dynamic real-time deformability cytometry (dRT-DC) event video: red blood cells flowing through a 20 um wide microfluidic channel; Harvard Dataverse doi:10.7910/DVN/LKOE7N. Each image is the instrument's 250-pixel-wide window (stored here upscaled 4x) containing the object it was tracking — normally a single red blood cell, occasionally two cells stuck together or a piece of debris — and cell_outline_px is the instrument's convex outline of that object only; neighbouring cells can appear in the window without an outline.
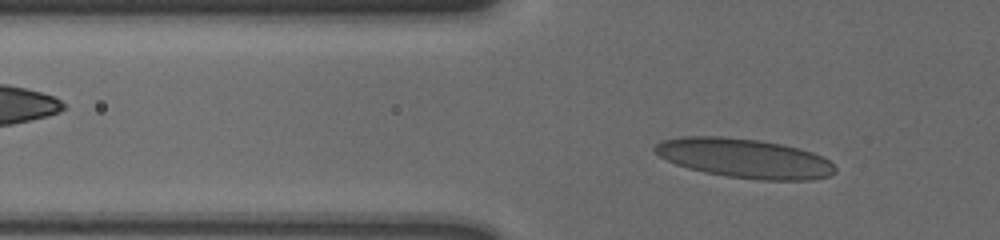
{"species": "human", "species_latin": "Homo sapiens", "temperature_condition": "cold", "stored_images_in_passage": 45, "camera_frame_rate_fps": 3000, "um_per_image_px": 0.085, "donor": {"sex": "male"}, "frame": {"image": 1, "passage_image": 9, "time_ms": 2.667, "image_size_px": [1000, 240], "cell_outline_px": [[836, 172], [828, 176], [812, 180], [760, 180], [728, 176], [704, 172], [688, 168], [676, 164], [652, 152], [652, 148], [656, 144], [664, 140], [680, 136], [720, 136], [760, 140], [780, 144], [812, 152], [824, 156], [836, 168]], "centroid_in_image_um": [63.27, 13.45], "position_along_channel_um": 62.5, "area_um2": 41.33}}
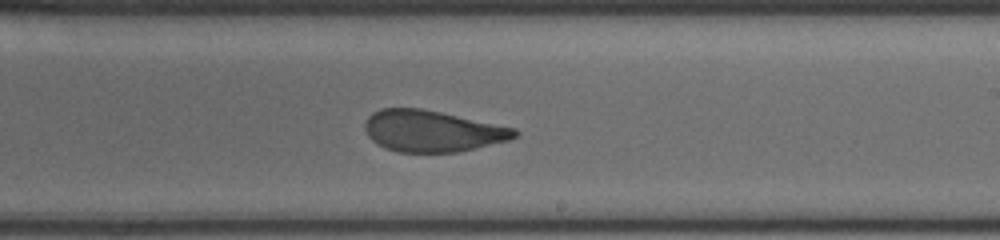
{"frame": {"image": 2, "passage_image": 26, "time_ms": 8.333, "image_size_px": [1000, 240], "cell_outline_px": [[520, 132], [516, 136], [508, 140], [456, 152], [396, 152], [372, 140], [368, 136], [364, 128], [364, 124], [368, 116], [372, 112], [380, 108], [420, 108], [440, 112], [516, 128]], "centroid_in_image_um": [36.72, 11.13], "position_along_channel_um": 252.3, "area_um2": 35.84}}
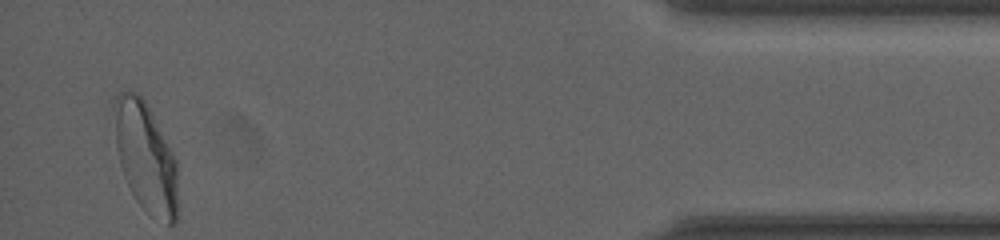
{"frame": {"image": 3, "passage_image": 45, "time_ms": 14.667, "image_size_px": [1000, 240], "cell_outline_px": [[176, 220], [172, 224], [168, 224], [144, 208], [136, 200], [124, 176], [120, 164], [116, 144], [112, 108], [112, 104], [116, 96], [120, 92], [132, 92], [140, 96], [144, 100], [172, 152], [176, 160]], "centroid_in_image_um": [12.33, 13.31], "position_along_channel_um": 422.9, "area_um2": 39.59}, "authors_computed_cell_mechanics": {"area_um2": 37.9168, "velocity_mm_per_s": 3.5914, "shape_relaxation_time_tau1_ms": null, "shape_relaxation_time_tau2_ms": 1.1117, "deformation_change_tau1": null, "deformation_change_tau2": 0.0732}}